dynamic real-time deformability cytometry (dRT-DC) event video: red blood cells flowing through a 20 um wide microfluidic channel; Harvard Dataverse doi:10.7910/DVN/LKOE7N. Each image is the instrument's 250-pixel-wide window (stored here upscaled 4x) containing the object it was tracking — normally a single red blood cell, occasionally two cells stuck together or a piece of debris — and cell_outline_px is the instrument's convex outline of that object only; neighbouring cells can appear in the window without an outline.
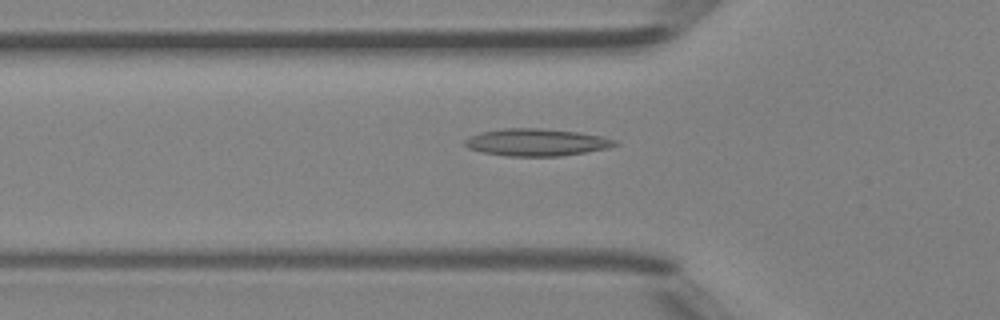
{"species": "Egyptian fruit bat (a non-hibernating species)", "species_latin": "Rousettus aegyptiacus", "temperature_condition": "room temperature", "stored_images_in_passage": 47, "camera_frame_rate_fps": 3000, "um_per_image_px": 0.085, "animal": {"sex": "female"}, "frame": {"image": 1, "passage_image": 16, "time_ms": 5.0, "image_size_px": [1000, 320], "cell_outline_px": [[620, 144], [608, 148], [560, 156], [508, 156], [484, 152], [468, 148], [464, 144], [464, 140], [468, 136], [480, 132], [504, 128], [540, 128], [580, 132], [600, 136], [616, 140]], "centroid_in_image_um": [45.59, 12.09], "position_along_channel_um": 80.2, "area_um2": 23.81}}
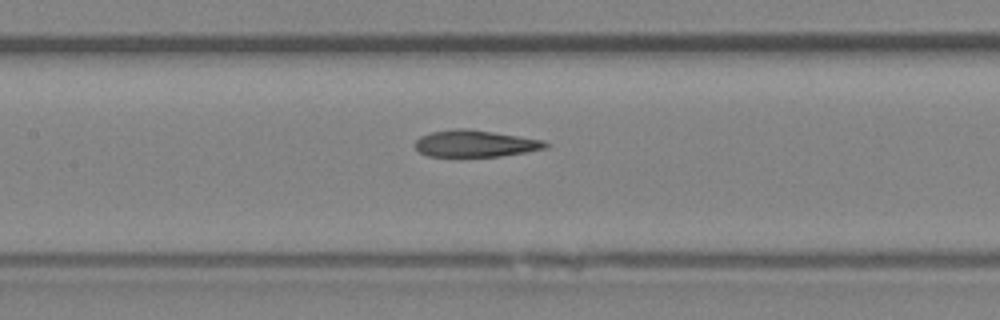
{"frame": {"image": 2, "passage_image": 22, "time_ms": 7.0, "image_size_px": [1000, 320], "cell_outline_px": [[552, 144], [548, 148], [500, 156], [460, 160], [428, 156], [420, 152], [412, 144], [420, 136], [432, 132], [456, 128], [468, 128], [544, 140]], "centroid_in_image_um": [40.35, 12.25], "position_along_channel_um": 167.0, "area_um2": 21.44}}
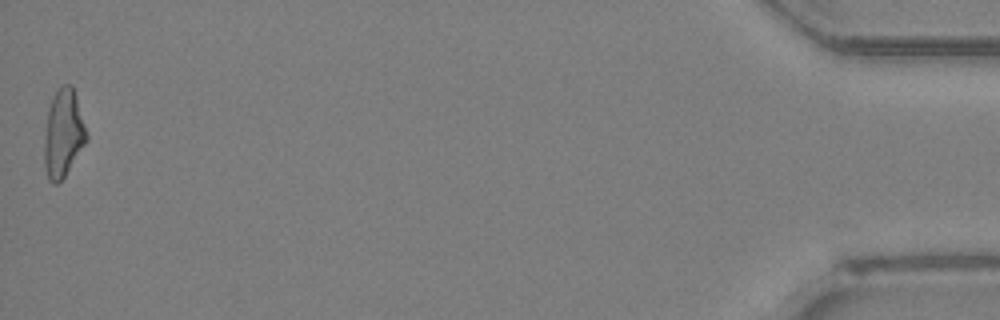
{"frame": {"image": 3, "passage_image": 47, "time_ms": 15.333, "image_size_px": [1000, 320], "cell_outline_px": [[88, 140], [64, 176], [56, 184], [52, 184], [48, 180], [44, 164], [44, 140], [48, 108], [60, 84], [72, 84], [76, 96], [88, 136]], "centroid_in_image_um": [5.37, 11.34], "position_along_channel_um": 429.8, "area_um2": 21.5}, "authors_computed_cell_mechanics": {"area_um2": 21.5016, "velocity_mm_per_s": 4.338, "shape_relaxation_time_tau1_ms": null, "shape_relaxation_time_tau2_ms": 3.7973, "deformation_change_tau1": null, "deformation_change_tau2": 0.1371}}